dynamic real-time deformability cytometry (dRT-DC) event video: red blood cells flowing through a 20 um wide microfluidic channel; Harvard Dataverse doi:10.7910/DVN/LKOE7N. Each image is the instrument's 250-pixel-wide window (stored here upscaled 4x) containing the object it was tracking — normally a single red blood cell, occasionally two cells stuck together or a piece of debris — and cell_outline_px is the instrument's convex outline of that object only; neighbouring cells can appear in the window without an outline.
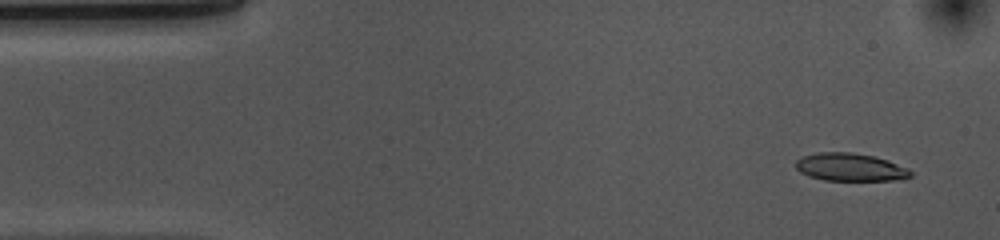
{"species": "common noctule bat (a hibernating species)", "species_latin": "Nyctalus noctula", "temperature_condition": "cold", "stored_images_in_passage": 53, "camera_frame_rate_fps": 3000, "um_per_image_px": 0.085, "animal": {"sex": "female", "body_mass_g": 10.0, "forearm_length_mm": 53.1}, "frame": {"image": 1, "passage_image": 3, "time_ms": 0.667, "image_size_px": [1000, 240], "cell_outline_px": [[912, 176], [904, 180], [824, 180], [808, 176], [800, 172], [796, 168], [796, 160], [804, 156], [816, 152], [852, 152], [872, 156], [888, 160], [908, 168], [912, 172]], "centroid_in_image_um": [72.29, 14.21], "position_along_channel_um": 12.7, "area_um2": 18.73}}
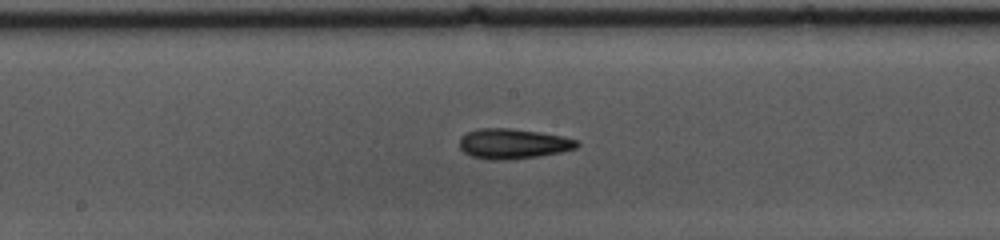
{"frame": {"image": 2, "passage_image": 26, "time_ms": 8.333, "image_size_px": [1000, 240], "cell_outline_px": [[580, 144], [576, 148], [560, 152], [536, 156], [504, 160], [492, 160], [472, 156], [464, 152], [460, 148], [460, 136], [468, 132], [480, 128], [508, 128], [540, 132], [564, 136], [576, 140]], "centroid_in_image_um": [43.6, 12.21], "position_along_channel_um": 204.6, "area_um2": 20.46}}
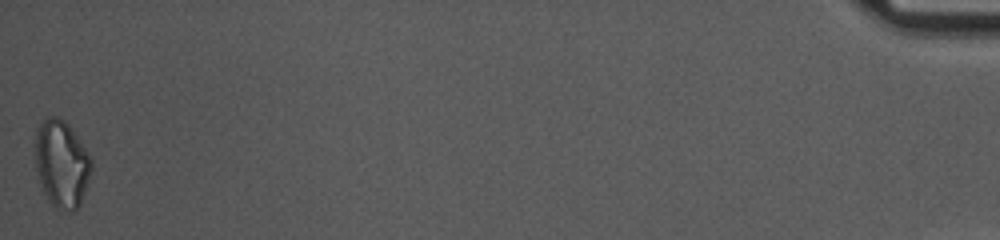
{"frame": {"image": 3, "passage_image": 53, "time_ms": 17.333, "image_size_px": [1000, 240], "cell_outline_px": [[92, 172], [80, 204], [76, 212], [64, 212], [56, 208], [48, 200], [44, 192], [36, 168], [32, 144], [36, 128], [44, 116], [56, 116], [64, 120], [68, 124], [92, 156]], "centroid_in_image_um": [5.22, 13.89], "position_along_channel_um": 430.0, "area_um2": 29.54}, "authors_computed_cell_mechanics": {"area_um2": 19.7098, "velocity_mm_per_s": 3.6594, "shape_relaxation_time_tau1_ms": 5.5814, "shape_relaxation_time_tau2_ms": 6.219, "deformation_change_tau1": 0.1536, "deformation_change_tau2": 0.1539}}